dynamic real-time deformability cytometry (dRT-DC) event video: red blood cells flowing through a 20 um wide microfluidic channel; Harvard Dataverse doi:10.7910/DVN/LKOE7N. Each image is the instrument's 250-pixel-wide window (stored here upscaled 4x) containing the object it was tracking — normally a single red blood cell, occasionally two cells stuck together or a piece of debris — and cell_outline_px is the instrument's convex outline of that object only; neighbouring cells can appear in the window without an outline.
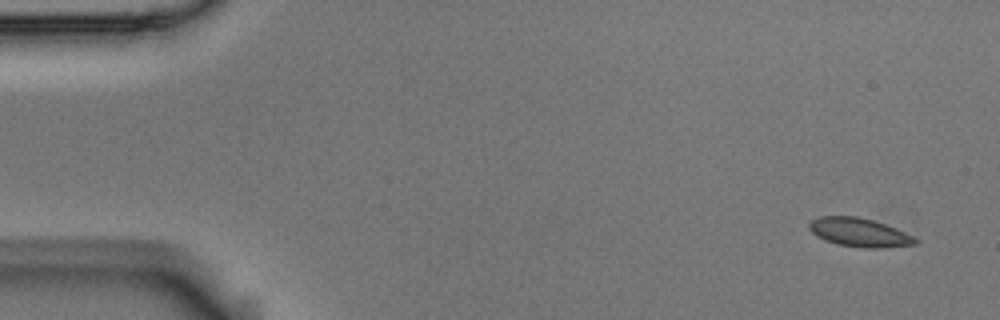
{"species": "Egyptian fruit bat (a non-hibernating species)", "species_latin": "Rousettus aegyptiacus", "temperature_condition": "room temperature", "stored_images_in_passage": 4, "camera_frame_rate_fps": 3000, "um_per_image_px": 0.085, "animal": {"sex": "male"}, "frame": {"image": 1, "passage_image": 1, "time_ms": 0.0, "image_size_px": [1000, 320], "cell_outline_px": [[920, 240], [916, 244], [880, 248], [864, 248], [836, 244], [824, 240], [816, 236], [808, 228], [808, 224], [812, 220], [820, 216], [856, 216], [872, 220], [896, 228]], "centroid_in_image_um": [73.02, 19.76], "position_along_channel_um": 12.0, "area_um2": 17.74}}
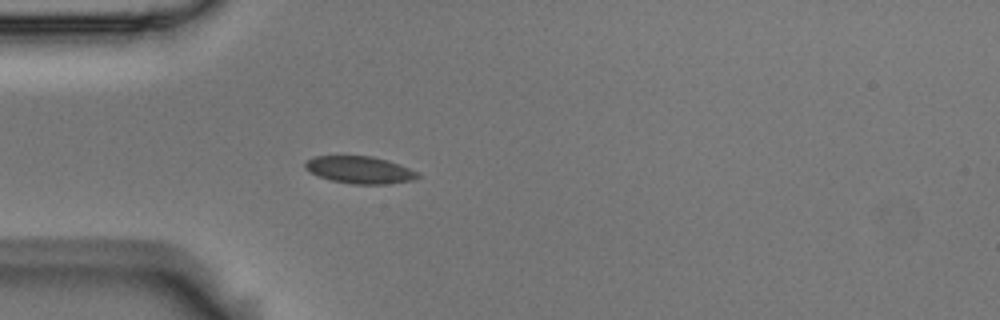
{"frame": {"image": 2, "passage_image": 4, "time_ms": 1.0, "image_size_px": [1000, 320], "cell_outline_px": [[420, 176], [412, 180], [388, 184], [352, 184], [332, 180], [320, 176], [304, 168], [304, 164], [312, 156], [372, 156], [388, 160], [400, 164], [420, 172]], "centroid_in_image_um": [30.62, 14.43], "position_along_channel_um": 54.4, "area_um2": 17.86}}